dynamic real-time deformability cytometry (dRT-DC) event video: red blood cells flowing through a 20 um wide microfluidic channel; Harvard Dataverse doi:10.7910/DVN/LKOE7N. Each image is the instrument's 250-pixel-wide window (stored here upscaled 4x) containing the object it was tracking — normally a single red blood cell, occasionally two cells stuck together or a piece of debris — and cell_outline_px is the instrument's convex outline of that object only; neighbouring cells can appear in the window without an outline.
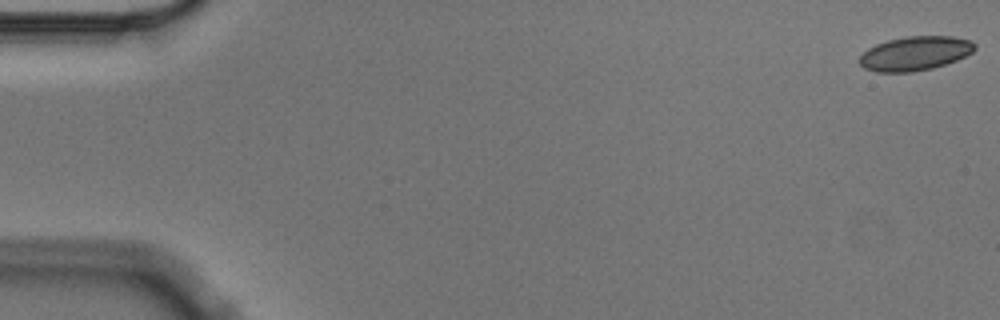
{"species": "Egyptian fruit bat (a non-hibernating species)", "species_latin": "Rousettus aegyptiacus", "temperature_condition": "cold", "stored_images_in_passage": 8, "camera_frame_rate_fps": 3000, "um_per_image_px": 0.085, "animal": {"sex": "male"}, "frame": {"image": 1, "passage_image": 1, "time_ms": 0.0, "image_size_px": [1000, 320], "cell_outline_px": [[976, 48], [972, 52], [956, 60], [932, 68], [912, 72], [876, 72], [864, 68], [860, 64], [860, 56], [868, 48], [876, 44], [888, 40], [908, 36], [952, 36], [972, 40], [976, 44]], "centroid_in_image_um": [77.79, 4.53], "position_along_channel_um": 7.2, "area_um2": 22.89}}
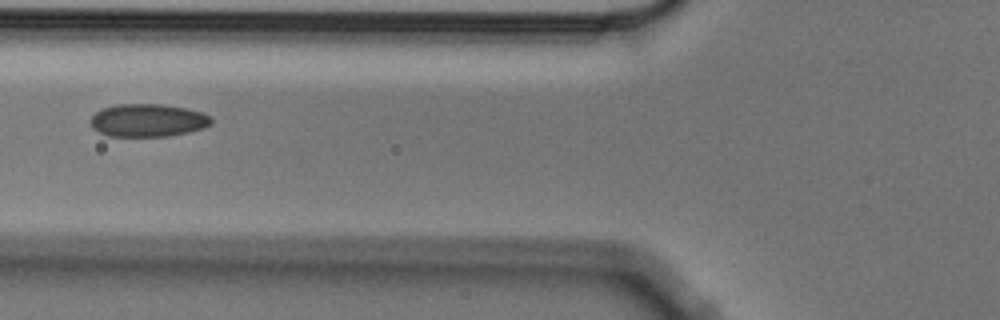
{"frame": {"image": 2, "passage_image": 6, "time_ms": 1.667, "image_size_px": [1000, 320], "cell_outline_px": [[212, 124], [204, 128], [188, 132], [168, 136], [108, 136], [92, 128], [92, 116], [96, 112], [104, 108], [116, 104], [160, 104], [184, 108], [200, 112], [212, 116]], "centroid_in_image_um": [12.59, 10.23], "position_along_channel_um": 113.2, "area_um2": 23.0}}
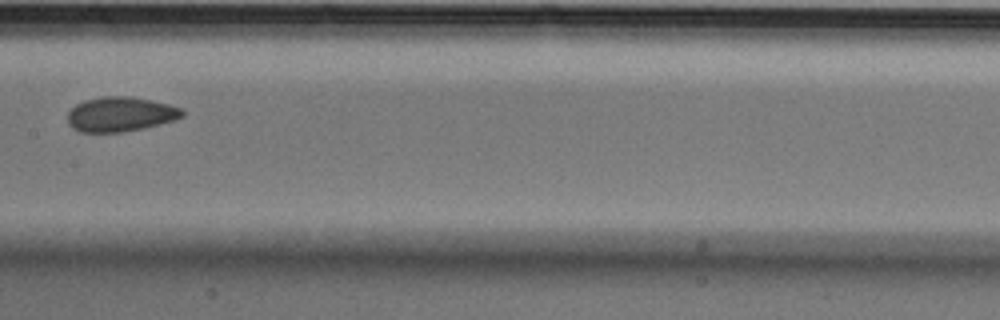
{"frame": {"image": 3, "passage_image": 8, "time_ms": 2.333, "image_size_px": [1000, 320], "cell_outline_px": [[184, 116], [176, 120], [144, 128], [124, 132], [80, 132], [72, 128], [68, 124], [68, 112], [76, 104], [84, 100], [100, 96], [128, 96], [152, 100], [168, 104], [180, 108], [184, 112]], "centroid_in_image_um": [10.23, 9.71], "position_along_channel_um": 197.2, "area_um2": 23.35}}